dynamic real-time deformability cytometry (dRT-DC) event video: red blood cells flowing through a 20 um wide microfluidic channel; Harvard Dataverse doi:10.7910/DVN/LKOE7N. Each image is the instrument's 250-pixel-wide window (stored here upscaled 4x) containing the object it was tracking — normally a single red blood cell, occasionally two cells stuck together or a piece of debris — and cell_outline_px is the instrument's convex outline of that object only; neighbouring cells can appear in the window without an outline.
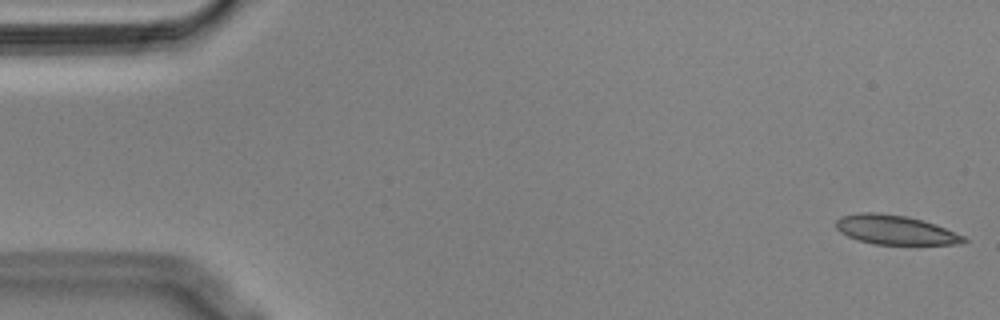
{"species": "Egyptian fruit bat (a non-hibernating species)", "species_latin": "Rousettus aegyptiacus", "temperature_condition": "cold", "stored_images_in_passage": 55, "camera_frame_rate_fps": 3000, "um_per_image_px": 0.085, "animal": {"sex": "male"}, "frame": {"image": 1, "passage_image": 1, "time_ms": 0.0, "image_size_px": [1000, 320], "cell_outline_px": [[968, 240], [960, 244], [872, 244], [856, 240], [840, 232], [836, 228], [836, 220], [840, 216], [860, 212], [872, 212], [904, 216], [936, 224], [964, 236]], "centroid_in_image_um": [76.06, 19.54], "position_along_channel_um": 8.9, "area_um2": 21.68}}
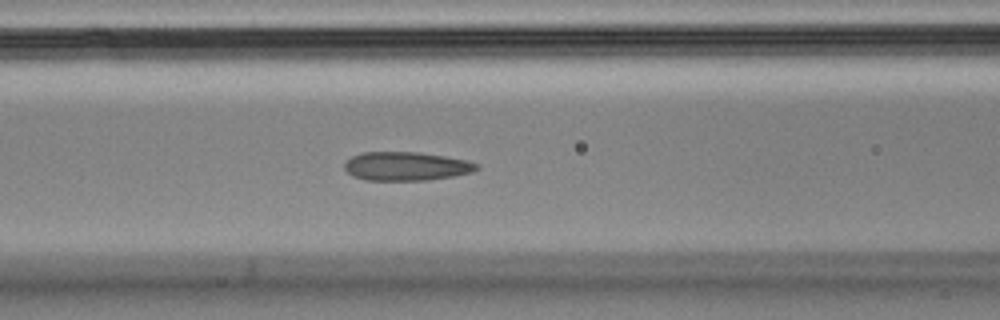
{"frame": {"image": 2, "passage_image": 22, "time_ms": 7.0, "image_size_px": [1000, 320], "cell_outline_px": [[480, 168], [472, 172], [452, 176], [428, 180], [364, 180], [352, 176], [344, 168], [344, 164], [352, 156], [364, 152], [420, 152], [468, 160], [480, 164]], "centroid_in_image_um": [34.55, 14.13], "position_along_channel_um": 132.1, "area_um2": 22.2}}
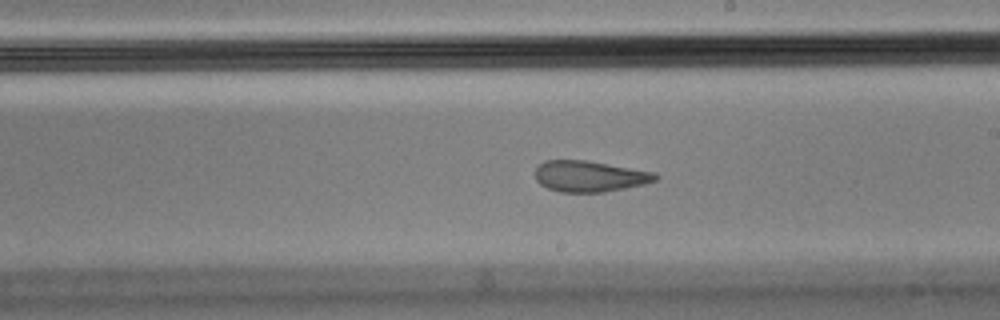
{"frame": {"image": 3, "passage_image": 31, "time_ms": 10.0, "image_size_px": [1000, 320], "cell_outline_px": [[660, 176], [656, 180], [644, 184], [604, 192], [560, 192], [548, 188], [540, 184], [536, 180], [536, 168], [544, 160], [588, 160], [656, 172]], "centroid_in_image_um": [50.14, 14.97], "position_along_channel_um": 238.9, "area_um2": 21.85}, "authors_computed_cell_mechanics": {"area_um2": 22.6576, "velocity_mm_per_s": 3.5676, "shape_relaxation_time_tau1_ms": null, "shape_relaxation_time_tau2_ms": 1.6048, "deformation_change_tau1": null, "deformation_change_tau2": 0.0947}}